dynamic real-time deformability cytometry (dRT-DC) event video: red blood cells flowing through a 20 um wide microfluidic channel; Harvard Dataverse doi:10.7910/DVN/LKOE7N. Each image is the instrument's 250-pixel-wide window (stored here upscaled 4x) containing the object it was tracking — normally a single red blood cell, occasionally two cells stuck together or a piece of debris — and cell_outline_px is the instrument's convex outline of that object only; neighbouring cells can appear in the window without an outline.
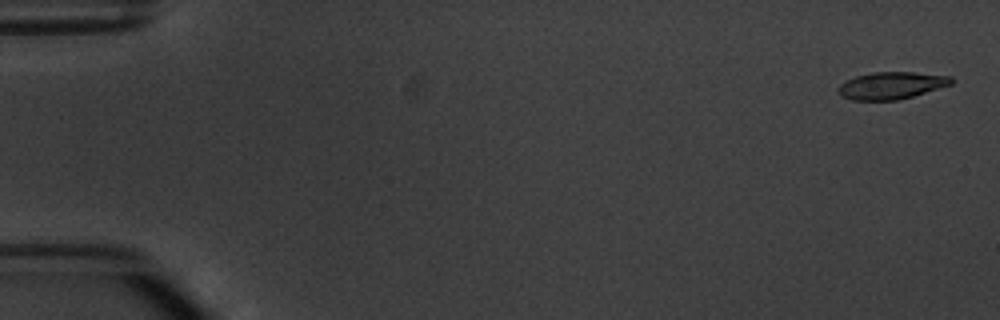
{"species": "common noctule bat (a hibernating species)", "species_latin": "Nyctalus noctula", "temperature_condition": "warm", "stored_images_in_passage": 4, "camera_frame_rate_fps": 3000, "um_per_image_px": 0.085, "animal": {"sex": "male", "body_mass_g": 20.1, "forearm_length_mm": 53.5}, "frame": {"image": 1, "passage_image": 1, "time_ms": 0.0, "image_size_px": [1000, 320], "cell_outline_px": [[952, 84], [912, 96], [896, 100], [852, 100], [840, 96], [836, 88], [840, 84], [856, 76], [872, 72], [912, 72], [952, 76]], "centroid_in_image_um": [75.73, 7.26], "position_along_channel_um": 9.3, "area_um2": 17.8}}